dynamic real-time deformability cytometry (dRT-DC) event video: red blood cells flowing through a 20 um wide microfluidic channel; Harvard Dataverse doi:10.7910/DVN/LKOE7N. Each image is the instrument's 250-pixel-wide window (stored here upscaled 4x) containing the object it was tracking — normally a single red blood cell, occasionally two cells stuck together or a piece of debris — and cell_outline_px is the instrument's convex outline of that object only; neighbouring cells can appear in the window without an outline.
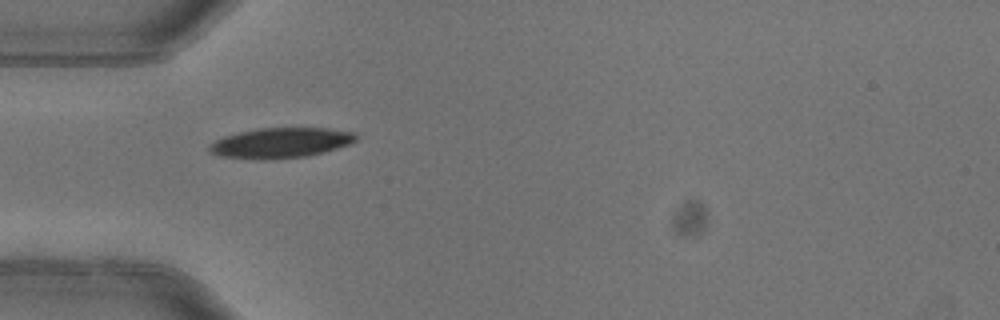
{"species": "common noctule bat (a hibernating species)", "species_latin": "Nyctalus noctula", "temperature_condition": "warm", "stored_images_in_passage": 5, "camera_frame_rate_fps": 3000, "um_per_image_px": 0.085, "animal": {"sex": "female"}, "frame": {"image": 1, "passage_image": 4, "time_ms": 1.0, "image_size_px": [1000, 320], "cell_outline_px": [[356, 140], [348, 144], [336, 148], [304, 156], [220, 156], [212, 152], [208, 148], [208, 144], [224, 136], [256, 128], [328, 128], [356, 132]], "centroid_in_image_um": [23.91, 12.07], "position_along_channel_um": 61.1, "area_um2": 24.33}}